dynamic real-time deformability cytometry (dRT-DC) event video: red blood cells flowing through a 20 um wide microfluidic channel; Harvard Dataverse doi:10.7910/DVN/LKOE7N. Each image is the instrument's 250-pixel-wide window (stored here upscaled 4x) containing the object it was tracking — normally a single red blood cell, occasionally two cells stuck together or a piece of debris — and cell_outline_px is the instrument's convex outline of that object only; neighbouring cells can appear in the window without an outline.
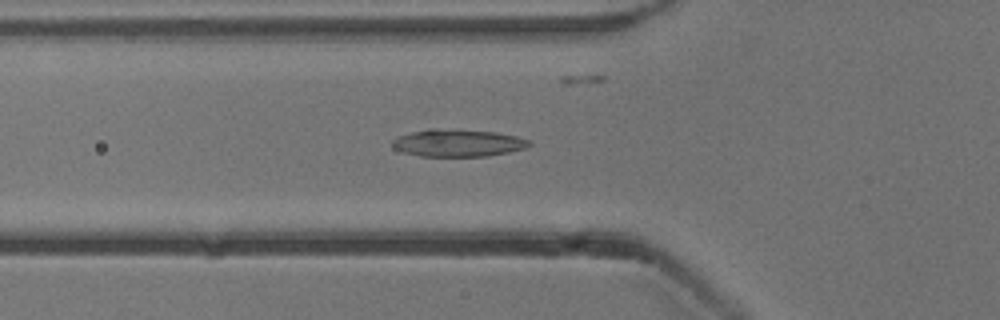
{"species": "common noctule bat (a hibernating species)", "species_latin": "Nyctalus noctula", "temperature_condition": "cold", "stored_images_in_passage": 47, "camera_frame_rate_fps": 3000, "um_per_image_px": 0.085, "animal": {"sex": "male", "body_mass_g": 13.3}, "frame": {"image": 1, "passage_image": 13, "time_ms": 4.0, "image_size_px": [1000, 320], "cell_outline_px": [[532, 144], [524, 148], [508, 152], [488, 156], [420, 156], [404, 152], [396, 148], [392, 144], [392, 140], [396, 136], [428, 128], [432, 128], [496, 132], [516, 136], [528, 140]], "centroid_in_image_um": [38.9, 12.15], "position_along_channel_um": 86.9, "area_um2": 21.62}}
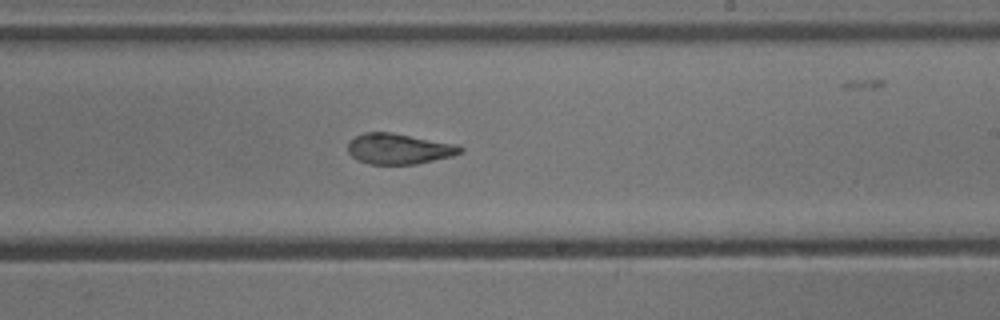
{"frame": {"image": 2, "passage_image": 26, "time_ms": 8.333, "image_size_px": [1000, 320], "cell_outline_px": [[464, 152], [452, 156], [416, 164], [368, 164], [352, 156], [348, 152], [348, 140], [364, 132], [392, 132], [460, 144], [464, 148]], "centroid_in_image_um": [33.96, 12.63], "position_along_channel_um": 255.0, "area_um2": 20.35}}
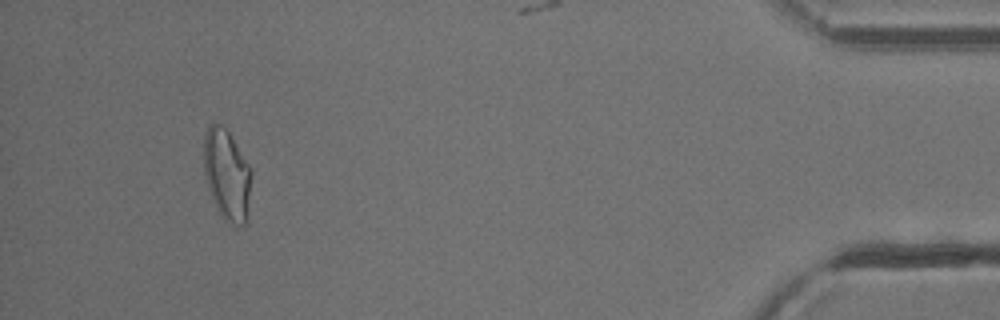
{"frame": {"image": 3, "passage_image": 44, "time_ms": 14.333, "image_size_px": [1000, 320], "cell_outline_px": [[252, 172], [248, 220], [240, 228], [224, 220], [216, 208], [204, 172], [204, 132], [208, 124], [220, 124], [228, 132], [248, 164]], "centroid_in_image_um": [19.3, 14.9], "position_along_channel_um": 415.9, "area_um2": 25.26}, "authors_computed_cell_mechanics": {"area_um2": 21.386, "velocity_mm_per_s": 3.8624, "shape_relaxation_time_tau1_ms": 9.7468, "shape_relaxation_time_tau2_ms": 2.3459, "deformation_change_tau1": 0.2392, "deformation_change_tau2": 0.0941}}